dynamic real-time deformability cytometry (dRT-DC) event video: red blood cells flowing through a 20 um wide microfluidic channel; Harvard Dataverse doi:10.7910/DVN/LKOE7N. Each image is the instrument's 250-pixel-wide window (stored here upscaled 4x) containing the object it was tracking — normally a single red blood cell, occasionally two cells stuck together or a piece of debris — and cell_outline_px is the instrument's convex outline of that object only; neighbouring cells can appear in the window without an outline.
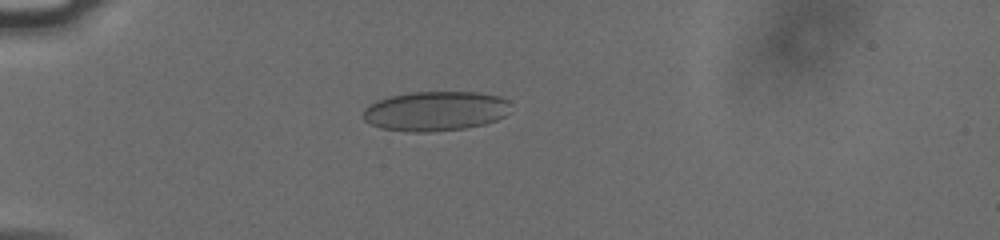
{"species": "human", "species_latin": "Homo sapiens", "temperature_condition": "cold", "stored_images_in_passage": 50, "camera_frame_rate_fps": 3000, "um_per_image_px": 0.085, "donor": {"sex": "male"}, "frame": {"image": 1, "passage_image": 11, "time_ms": 3.333, "image_size_px": [1000, 240], "cell_outline_px": [[512, 112], [496, 120], [484, 124], [464, 128], [432, 132], [408, 132], [380, 128], [364, 120], [364, 108], [368, 104], [376, 100], [388, 96], [412, 92], [476, 92], [500, 96], [508, 100]], "centroid_in_image_um": [37.02, 9.44], "position_along_channel_um": 48.0, "area_um2": 34.45}}
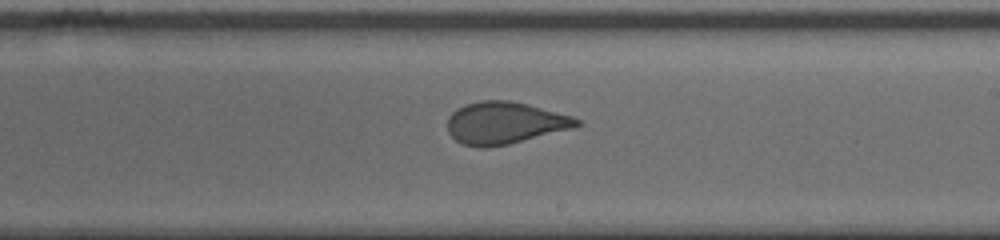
{"frame": {"image": 2, "passage_image": 29, "time_ms": 9.333, "image_size_px": [1000, 240], "cell_outline_px": [[580, 124], [572, 128], [508, 144], [488, 148], [480, 148], [464, 144], [456, 140], [448, 132], [448, 116], [456, 108], [464, 104], [480, 100], [508, 100], [528, 104], [572, 116], [580, 120]], "centroid_in_image_um": [42.86, 10.44], "position_along_channel_um": 246.1, "area_um2": 31.62}}
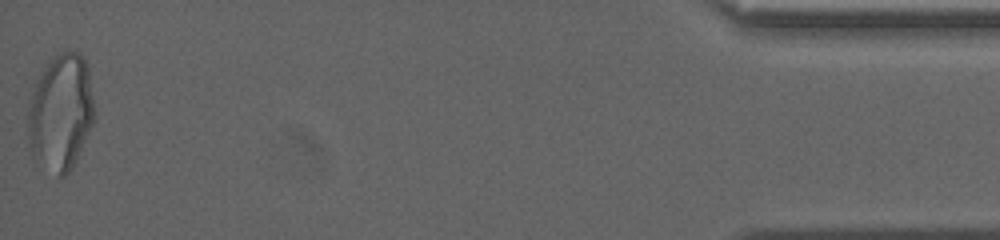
{"frame": {"image": 3, "passage_image": 50, "time_ms": 16.333, "image_size_px": [1000, 240], "cell_outline_px": [[92, 124], [68, 172], [64, 176], [60, 176], [36, 160], [32, 156], [28, 144], [28, 100], [36, 80], [44, 64], [56, 52], [68, 48], [80, 52], [88, 68], [92, 96]], "centroid_in_image_um": [5.1, 9.43], "position_along_channel_um": 430.1, "area_um2": 44.91}, "authors_computed_cell_mechanics": {"area_um2": 33.6107, "velocity_mm_per_s": 3.8052, "shape_relaxation_time_tau1_ms": null, "shape_relaxation_time_tau2_ms": 0.5757, "deformation_change_tau1": null, "deformation_change_tau2": 0.0758}}